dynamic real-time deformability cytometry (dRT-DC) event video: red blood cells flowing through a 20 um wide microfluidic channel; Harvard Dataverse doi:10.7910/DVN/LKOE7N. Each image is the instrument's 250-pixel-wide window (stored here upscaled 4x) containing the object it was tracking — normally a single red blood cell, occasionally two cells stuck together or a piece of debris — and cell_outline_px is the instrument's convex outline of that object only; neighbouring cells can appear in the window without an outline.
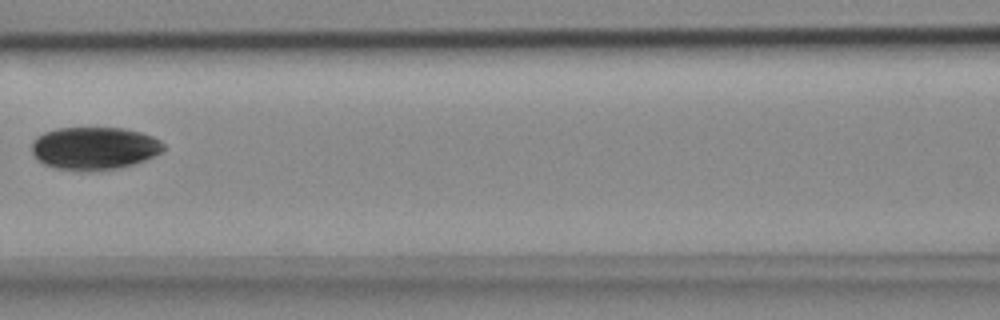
{"species": "common noctule bat (a hibernating species)", "species_latin": "Nyctalus noctula", "temperature_condition": "cold", "stored_images_in_passage": 4, "camera_frame_rate_fps": 3000, "um_per_image_px": 0.085, "animal": {"sex": "female", "body_mass_g": 18.4}, "frame": {"image": 1, "passage_image": 3, "time_ms": 0.667, "image_size_px": [1000, 320], "cell_outline_px": [[164, 148], [160, 152], [144, 160], [132, 164], [116, 168], [96, 172], [80, 172], [56, 168], [44, 164], [32, 152], [32, 144], [36, 136], [44, 132], [56, 128], [124, 128], [140, 132], [152, 136], [160, 140], [164, 144]], "centroid_in_image_um": [7.99, 12.61], "position_along_channel_um": 158.6, "area_um2": 32.95}}
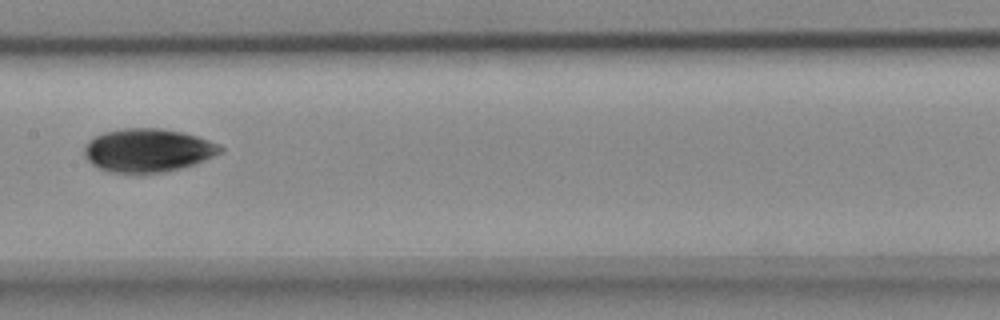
{"frame": {"image": 2, "passage_image": 4, "time_ms": 1.0, "image_size_px": [1000, 320], "cell_outline_px": [[224, 152], [192, 164], [180, 168], [164, 172], [108, 172], [92, 164], [88, 160], [84, 152], [84, 144], [88, 140], [104, 132], [124, 128], [160, 128], [184, 132], [220, 144], [224, 148]], "centroid_in_image_um": [12.57, 12.76], "position_along_channel_um": 194.8, "area_um2": 34.22}}